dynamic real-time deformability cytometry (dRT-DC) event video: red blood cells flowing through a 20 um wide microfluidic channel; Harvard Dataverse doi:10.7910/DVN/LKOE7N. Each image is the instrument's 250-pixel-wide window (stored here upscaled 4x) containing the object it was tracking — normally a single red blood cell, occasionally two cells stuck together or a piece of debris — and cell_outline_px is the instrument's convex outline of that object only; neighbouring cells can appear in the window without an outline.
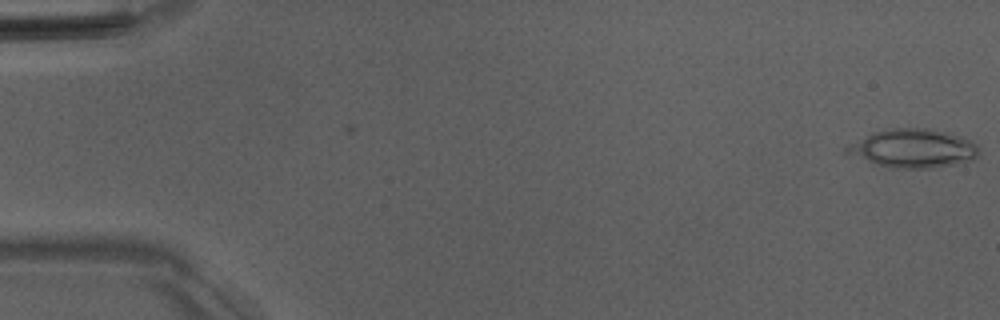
{"species": "Egyptian fruit bat (a non-hibernating species)", "species_latin": "Rousettus aegyptiacus", "temperature_condition": "room temperature", "stored_images_in_passage": 3, "camera_frame_rate_fps": 3000, "um_per_image_px": 0.085, "animal": {"sex": "male"}, "frame": {"image": 1, "passage_image": 1, "time_ms": 0.0, "image_size_px": [1000, 320], "cell_outline_px": [[980, 152], [972, 160], [932, 168], [892, 168], [844, 152], [844, 148], [848, 144], [872, 132], [892, 128], [928, 128], [948, 132], [964, 136], [972, 140], [976, 144]], "centroid_in_image_um": [77.66, 12.59], "position_along_channel_um": 7.3, "area_um2": 29.59}}